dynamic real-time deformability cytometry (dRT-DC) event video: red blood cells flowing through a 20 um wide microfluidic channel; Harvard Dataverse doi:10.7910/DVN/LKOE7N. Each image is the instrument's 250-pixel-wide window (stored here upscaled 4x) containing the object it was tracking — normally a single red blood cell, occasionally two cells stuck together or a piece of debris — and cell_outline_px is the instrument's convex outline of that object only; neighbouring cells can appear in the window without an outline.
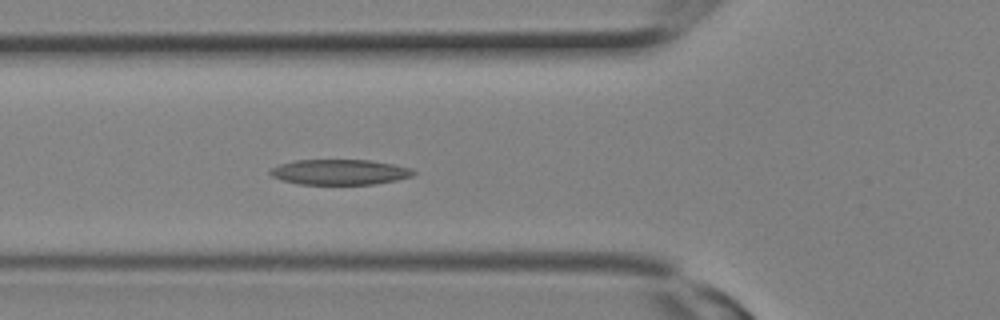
{"species": "Egyptian fruit bat (a non-hibernating species)", "species_latin": "Rousettus aegyptiacus", "temperature_condition": "room temperature", "stored_images_in_passage": 8, "camera_frame_rate_fps": 3000, "um_per_image_px": 0.085, "animal": {"sex": "female"}, "frame": {"image": 1, "passage_image": 8, "time_ms": 2.333, "image_size_px": [1000, 320], "cell_outline_px": [[416, 172], [412, 176], [396, 180], [372, 184], [300, 184], [284, 180], [272, 176], [268, 172], [272, 168], [280, 164], [296, 160], [372, 160], [412, 168]], "centroid_in_image_um": [28.9, 14.62], "position_along_channel_um": 96.9, "area_um2": 20.98}}